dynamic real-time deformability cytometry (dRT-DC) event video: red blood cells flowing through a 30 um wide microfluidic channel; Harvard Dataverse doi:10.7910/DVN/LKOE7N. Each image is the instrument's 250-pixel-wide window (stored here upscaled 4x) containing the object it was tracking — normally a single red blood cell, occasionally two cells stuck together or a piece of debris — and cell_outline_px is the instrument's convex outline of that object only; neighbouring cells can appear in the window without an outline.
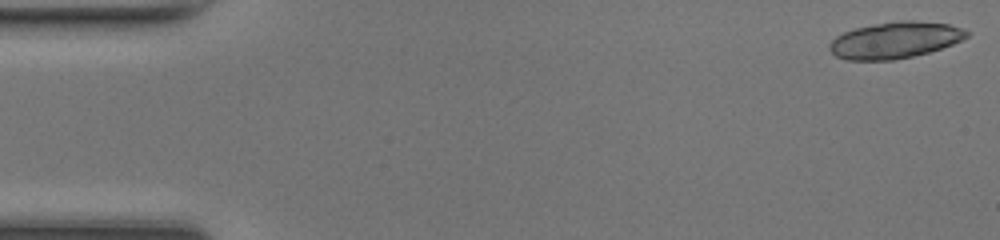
{"species": "common noctule bat (a hibernating species)", "species_latin": "Nyctalus noctula", "temperature_condition": "room temperature", "stored_images_in_passage": 16, "camera_frame_rate_fps": 3000, "um_per_image_px": 0.085, "animal": {"sex": "female", "body_mass_g": 17.0, "forearm_length_mm": 48.0}, "frame": {"image": 1, "passage_image": 1, "time_ms": 0.0, "image_size_px": [1000, 240], "cell_outline_px": [[968, 36], [952, 44], [928, 52], [912, 56], [892, 60], [848, 60], [836, 56], [828, 48], [828, 44], [836, 36], [844, 32], [856, 28], [876, 24], [900, 20], [912, 20], [948, 24], [964, 28], [968, 32]], "centroid_in_image_um": [76.06, 3.41], "position_along_channel_um": 8.9, "area_um2": 28.9}}